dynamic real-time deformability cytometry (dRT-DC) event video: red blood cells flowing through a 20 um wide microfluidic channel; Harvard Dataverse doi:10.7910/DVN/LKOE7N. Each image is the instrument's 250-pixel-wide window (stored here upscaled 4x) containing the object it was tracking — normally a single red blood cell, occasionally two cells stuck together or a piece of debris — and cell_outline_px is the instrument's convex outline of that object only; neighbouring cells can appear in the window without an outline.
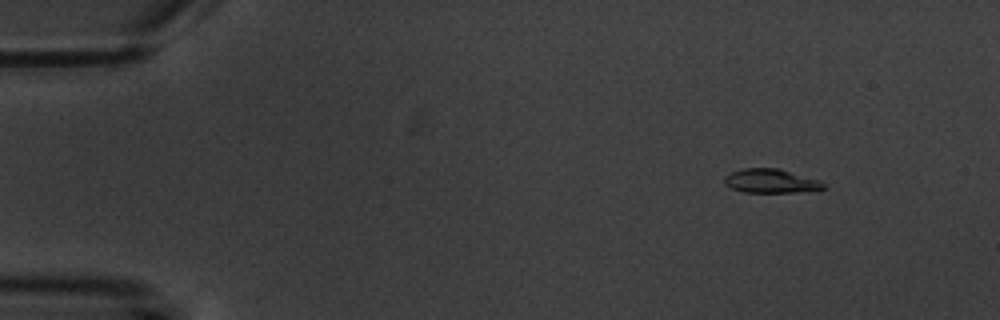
{"species": "common noctule bat (a hibernating species)", "species_latin": "Nyctalus noctula", "temperature_condition": "warm", "stored_images_in_passage": 5, "camera_frame_rate_fps": 3000, "um_per_image_px": 0.085, "animal": {"sex": "male", "body_mass_g": 20.1, "forearm_length_mm": 53.5}, "frame": {"image": 1, "passage_image": 2, "time_ms": 1.0, "image_size_px": [1000, 320], "cell_outline_px": [[828, 188], [820, 192], [744, 192], [732, 188], [724, 184], [724, 176], [732, 172], [744, 168], [776, 168], [820, 180]], "centroid_in_image_um": [65.6, 15.41], "position_along_channel_um": 19.4, "area_um2": 14.05}}
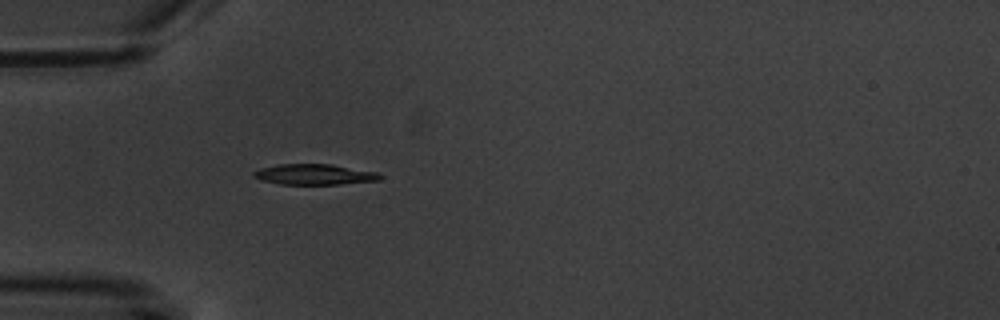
{"frame": {"image": 2, "passage_image": 5, "time_ms": 4.667, "image_size_px": [1000, 320], "cell_outline_px": [[384, 176], [380, 180], [340, 184], [280, 184], [264, 180], [252, 176], [252, 172], [260, 168], [280, 164], [332, 164], [376, 172]], "centroid_in_image_um": [26.74, 14.82], "position_along_channel_um": 58.3, "area_um2": 15.09}}